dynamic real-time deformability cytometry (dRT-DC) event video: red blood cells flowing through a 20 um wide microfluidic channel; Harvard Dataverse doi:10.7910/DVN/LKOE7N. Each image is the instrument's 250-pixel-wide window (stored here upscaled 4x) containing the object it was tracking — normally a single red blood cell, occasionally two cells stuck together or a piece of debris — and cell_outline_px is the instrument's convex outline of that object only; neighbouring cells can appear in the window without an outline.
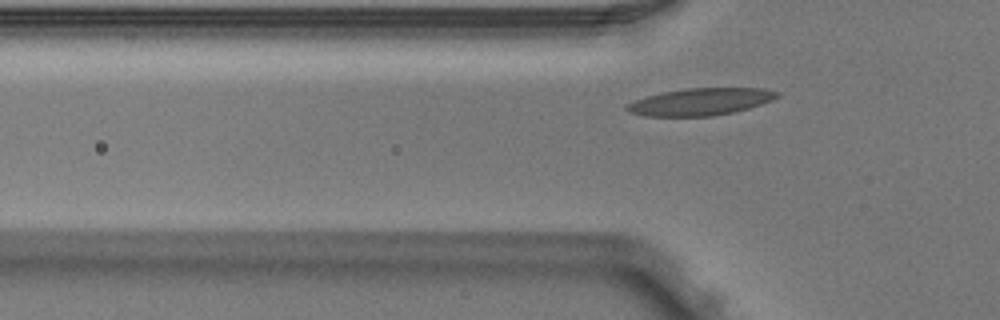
{"species": "Egyptian fruit bat (a non-hibernating species)", "species_latin": "Rousettus aegyptiacus", "temperature_condition": "warm", "stored_images_in_passage": 3, "camera_frame_rate_fps": 3000, "um_per_image_px": 0.085, "animal": {"sex": "male"}, "frame": {"image": 1, "passage_image": 3, "time_ms": 0.667, "image_size_px": [1000, 320], "cell_outline_px": [[780, 96], [772, 100], [748, 108], [732, 112], [712, 116], [644, 116], [628, 112], [624, 108], [628, 104], [636, 100], [648, 96], [664, 92], [688, 88], [764, 88], [780, 92]], "centroid_in_image_um": [59.56, 8.65], "position_along_channel_um": 66.2, "area_um2": 23.58}}